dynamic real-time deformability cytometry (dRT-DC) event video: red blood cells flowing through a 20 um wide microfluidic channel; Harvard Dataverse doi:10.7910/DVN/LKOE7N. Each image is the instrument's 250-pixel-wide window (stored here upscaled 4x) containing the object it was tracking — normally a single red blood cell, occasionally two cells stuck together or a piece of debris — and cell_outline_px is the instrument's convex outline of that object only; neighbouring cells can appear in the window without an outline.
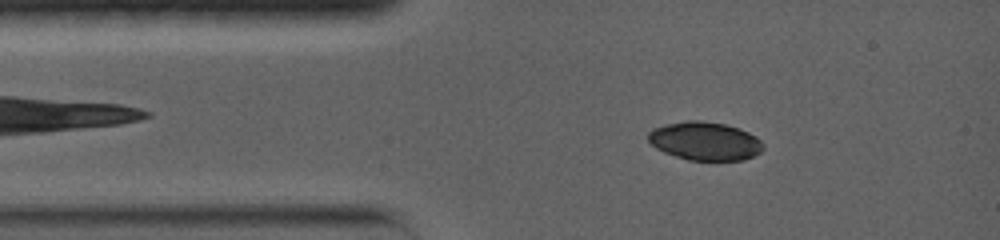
{"species": "common noctule bat (a hibernating species)", "species_latin": "Nyctalus noctula", "temperature_condition": "warm", "stored_images_in_passage": 71, "camera_frame_rate_fps": 5000, "um_per_image_px": 0.085, "animal": {"sex": "female", "body_mass_g": 19.0, "forearm_length_mm": 56.7}, "frame": {"image": 1, "passage_image": 10, "time_ms": 1.8, "image_size_px": [1000, 240], "cell_outline_px": [[764, 148], [760, 152], [744, 160], [688, 160], [664, 152], [656, 148], [648, 140], [648, 132], [652, 128], [664, 124], [688, 120], [700, 120], [724, 124], [740, 128], [756, 136], [764, 144]], "centroid_in_image_um": [59.91, 11.98], "position_along_channel_um": 25.1, "area_um2": 25.84}}
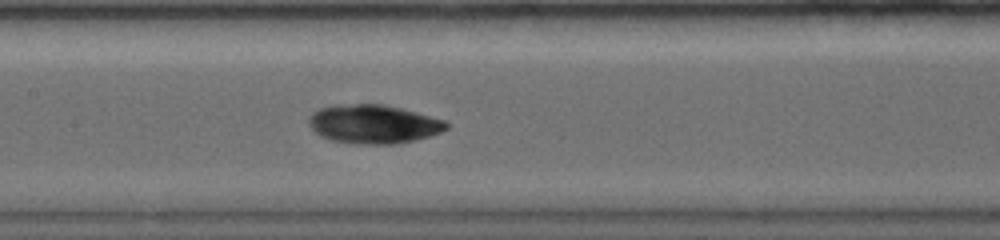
{"frame": {"image": 2, "passage_image": 33, "time_ms": 6.4, "image_size_px": [1000, 240], "cell_outline_px": [[448, 128], [440, 132], [416, 140], [392, 144], [352, 144], [328, 140], [320, 136], [308, 124], [308, 116], [312, 112], [320, 108], [336, 104], [384, 104], [416, 112], [444, 120], [448, 124]], "centroid_in_image_um": [31.69, 10.55], "position_along_channel_um": 175.7, "area_um2": 31.27}}
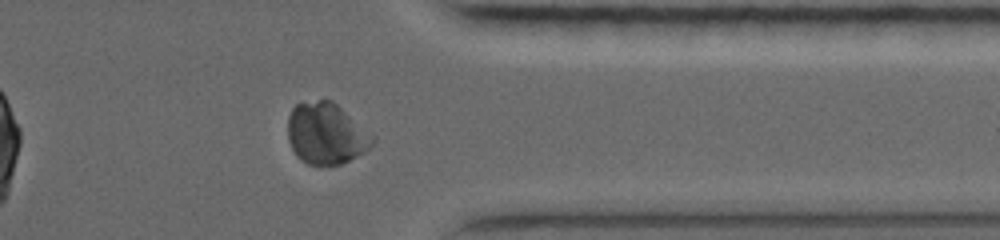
{"frame": {"image": 3, "passage_image": 61, "time_ms": 12.0, "image_size_px": [1000, 240], "cell_outline_px": [[376, 140], [364, 152], [340, 164], [308, 164], [300, 160], [296, 156], [288, 140], [288, 116], [292, 108], [296, 104], [320, 100], [332, 100], [372, 132], [376, 136]], "centroid_in_image_um": [27.74, 11.34], "position_along_channel_um": 383.7, "area_um2": 30.4}, "authors_computed_cell_mechanics": {"area_um2": 29.767, "velocity_mm_per_s": 3.7936, "shape_relaxation_time_tau1_ms": 6.6155, "shape_relaxation_time_tau2_ms": 1.4911, "deformation_change_tau1": 0.1218, "deformation_change_tau2": 0.0432}}